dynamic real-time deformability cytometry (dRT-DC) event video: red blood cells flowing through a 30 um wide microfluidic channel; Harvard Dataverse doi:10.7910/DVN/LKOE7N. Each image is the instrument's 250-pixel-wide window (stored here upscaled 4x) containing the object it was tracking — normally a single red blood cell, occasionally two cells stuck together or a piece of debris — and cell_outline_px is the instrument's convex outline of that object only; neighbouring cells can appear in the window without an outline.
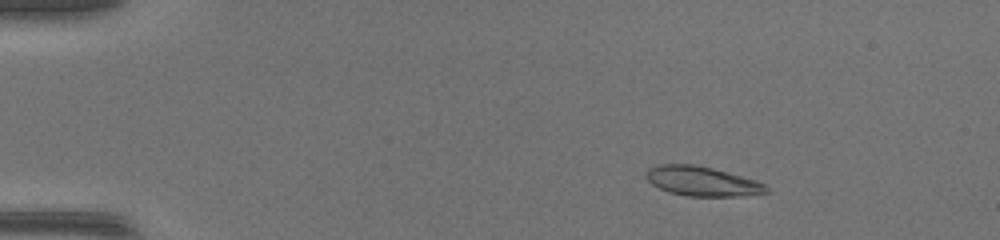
{"species": "common noctule bat (a hibernating species)", "species_latin": "Nyctalus noctula", "temperature_condition": "warm", "stored_images_in_passage": 50, "camera_frame_rate_fps": 3000, "um_per_image_px": 0.085, "animal": {"sex": "female", "body_mass_g": 17.0, "forearm_length_mm": 48.0}, "frame": {"image": 1, "passage_image": 9, "time_ms": 2.667, "image_size_px": [1000, 240], "cell_outline_px": [[768, 192], [740, 196], [684, 196], [668, 192], [652, 184], [644, 176], [644, 172], [648, 168], [656, 164], [692, 164], [712, 168], [728, 172], [756, 180], [764, 184], [768, 188]], "centroid_in_image_um": [59.62, 15.4], "position_along_channel_um": 25.4, "area_um2": 20.81}}
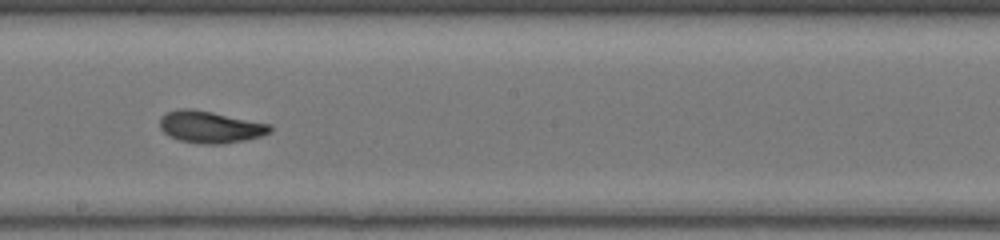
{"frame": {"image": 2, "passage_image": 30, "time_ms": 9.667, "image_size_px": [1000, 240], "cell_outline_px": [[272, 132], [260, 136], [244, 140], [220, 144], [196, 144], [180, 140], [168, 136], [160, 128], [160, 116], [176, 108], [192, 108], [272, 124]], "centroid_in_image_um": [17.86, 10.79], "position_along_channel_um": 230.3, "area_um2": 20.69}}
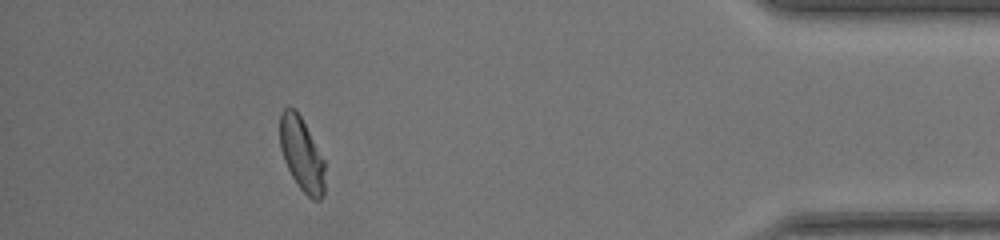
{"frame": {"image": 3, "passage_image": 46, "time_ms": 15.0, "image_size_px": [1000, 240], "cell_outline_px": [[324, 196], [320, 200], [312, 200], [300, 188], [292, 176], [284, 160], [280, 148], [280, 112], [288, 104], [296, 108], [324, 160]], "centroid_in_image_um": [25.63, 13.08], "position_along_channel_um": 409.6, "area_um2": 19.31}, "authors_computed_cell_mechanics": {"area_um2": 20.4034, "velocity_mm_per_s": 4.2831, "shape_relaxation_time_tau1_ms": 2.9144, "shape_relaxation_time_tau2_ms": 1.1209, "deformation_change_tau1": 0.1662, "deformation_change_tau2": 0.0676}}